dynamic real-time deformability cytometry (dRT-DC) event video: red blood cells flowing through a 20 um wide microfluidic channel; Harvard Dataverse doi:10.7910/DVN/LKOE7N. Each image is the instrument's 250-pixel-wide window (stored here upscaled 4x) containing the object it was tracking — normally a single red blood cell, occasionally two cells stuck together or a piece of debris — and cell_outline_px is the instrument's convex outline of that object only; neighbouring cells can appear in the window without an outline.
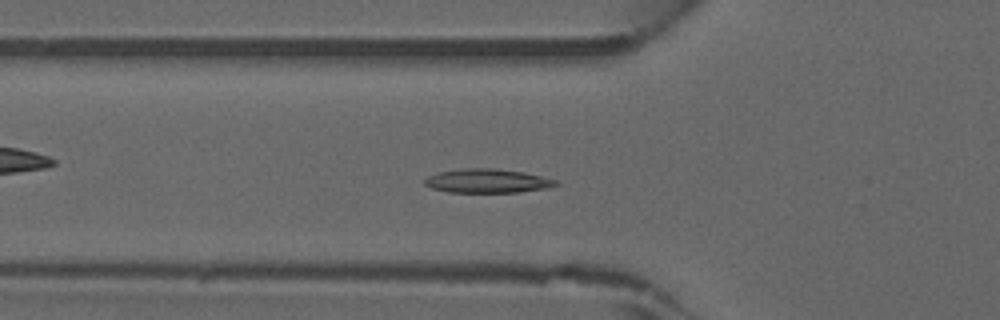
{"species": "common noctule bat (a hibernating species)", "species_latin": "Nyctalus noctula", "temperature_condition": "warm", "stored_images_in_passage": 42, "camera_frame_rate_fps": 3000, "um_per_image_px": 0.085, "animal": {"sex": "male", "forearm_length_mm": 52.5}, "frame": {"image": 1, "passage_image": 13, "time_ms": 4.0, "image_size_px": [1000, 320], "cell_outline_px": [[560, 184], [548, 188], [516, 192], [448, 192], [432, 188], [424, 184], [424, 180], [428, 176], [440, 172], [464, 168], [492, 168], [524, 172], [556, 180]], "centroid_in_image_um": [41.43, 15.38], "position_along_channel_um": 84.4, "area_um2": 18.15}}
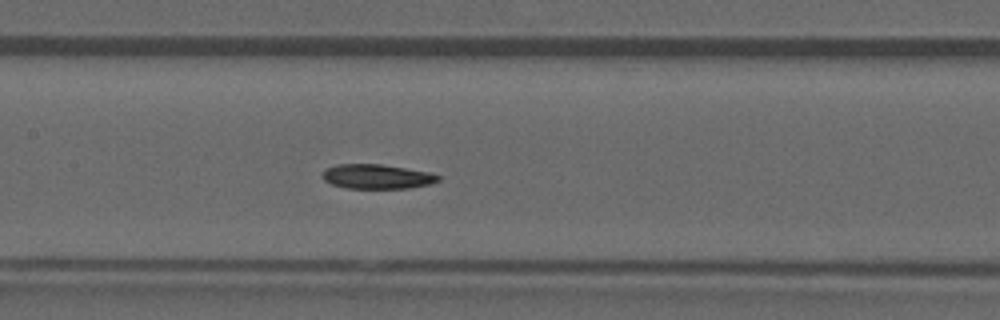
{"frame": {"image": 2, "passage_image": 19, "time_ms": 6.0, "image_size_px": [1000, 320], "cell_outline_px": [[440, 180], [428, 184], [408, 188], [348, 188], [332, 184], [324, 180], [324, 172], [328, 168], [336, 164], [380, 164], [428, 172], [440, 176]], "centroid_in_image_um": [32.05, 15.0], "position_along_channel_um": 175.4, "area_um2": 16.18}}